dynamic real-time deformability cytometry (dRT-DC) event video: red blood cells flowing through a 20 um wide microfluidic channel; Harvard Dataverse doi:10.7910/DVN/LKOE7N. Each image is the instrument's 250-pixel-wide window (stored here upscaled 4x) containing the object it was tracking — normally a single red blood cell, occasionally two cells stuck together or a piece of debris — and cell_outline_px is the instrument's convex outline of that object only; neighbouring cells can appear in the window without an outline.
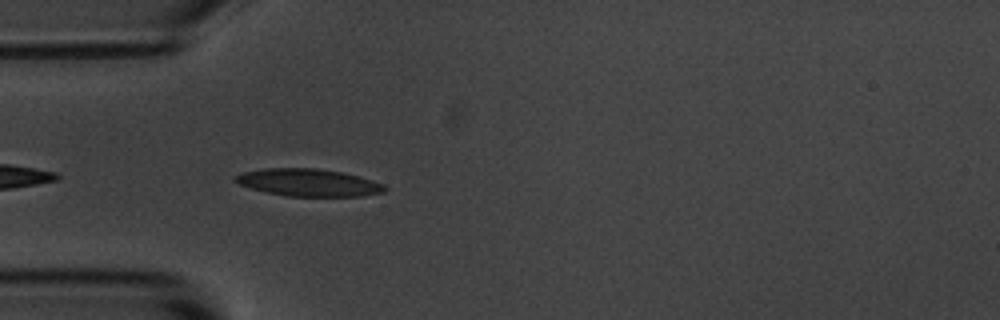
{"species": "common noctule bat (a hibernating species)", "species_latin": "Nyctalus noctula", "temperature_condition": "room temperature", "stored_images_in_passage": 4, "camera_frame_rate_fps": 3000, "um_per_image_px": 0.085, "animal": {"sex": "male", "body_mass_g": 20.1, "forearm_length_mm": 53.5}, "frame": {"image": 1, "passage_image": 4, "time_ms": 3.333, "image_size_px": [1000, 320], "cell_outline_px": [[388, 188], [384, 192], [360, 196], [288, 196], [264, 192], [240, 184], [232, 180], [236, 176], [244, 172], [264, 168], [316, 168], [344, 172], [372, 180], [384, 184]], "centroid_in_image_um": [26.24, 15.51], "position_along_channel_um": 58.8, "area_um2": 23.81}}